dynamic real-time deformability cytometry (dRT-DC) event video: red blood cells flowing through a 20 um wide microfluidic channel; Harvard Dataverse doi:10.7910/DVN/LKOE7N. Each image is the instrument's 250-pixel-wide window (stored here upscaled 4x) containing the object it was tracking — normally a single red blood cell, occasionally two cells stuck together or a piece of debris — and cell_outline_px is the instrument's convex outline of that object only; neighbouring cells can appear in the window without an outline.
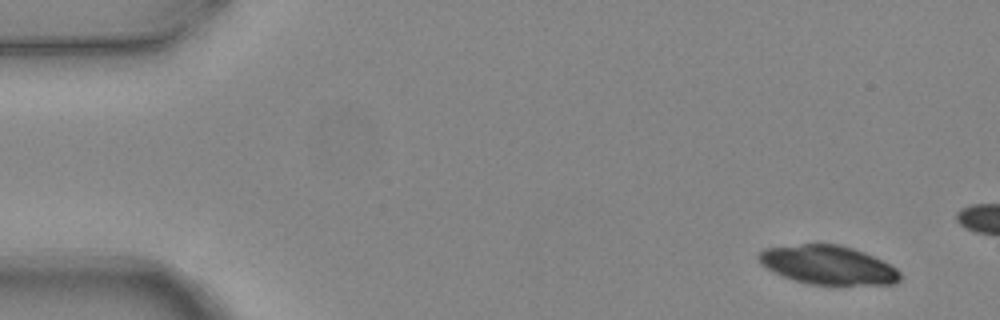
{"species": "common noctule bat (a hibernating species)", "species_latin": "Nyctalus noctula", "temperature_condition": "warm", "stored_images_in_passage": 4, "camera_frame_rate_fps": 3000, "um_per_image_px": 0.085, "animal": {"sex": "female", "body_mass_g": 24.6, "forearm_length_mm": 56.2}, "frame": {"image": 1, "passage_image": 1, "time_ms": 0.0, "image_size_px": [1000, 320], "cell_outline_px": [[900, 280], [896, 284], [836, 288], [808, 284], [772, 272], [760, 264], [756, 256], [764, 248], [804, 244], [840, 244], [864, 252], [896, 268], [900, 272]], "centroid_in_image_um": [70.41, 22.59], "position_along_channel_um": 14.6, "area_um2": 33.0}}